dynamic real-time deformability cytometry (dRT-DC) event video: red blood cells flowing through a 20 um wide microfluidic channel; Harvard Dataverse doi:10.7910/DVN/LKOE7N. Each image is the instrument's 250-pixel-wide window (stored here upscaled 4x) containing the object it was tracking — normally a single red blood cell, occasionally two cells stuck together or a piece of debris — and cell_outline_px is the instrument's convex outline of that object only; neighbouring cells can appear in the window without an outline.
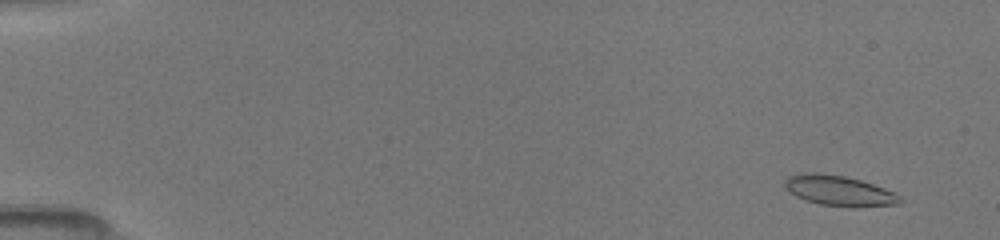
{"species": "common noctule bat (a hibernating species)", "species_latin": "Nyctalus noctula", "temperature_condition": "room temperature", "stored_images_in_passage": 14, "camera_frame_rate_fps": 3000, "um_per_image_px": 0.085, "animal": {"sex": "female", "body_mass_g": 19.5, "forearm_length_mm": 54.1}, "frame": {"image": 1, "passage_image": 6, "time_ms": 1.0, "image_size_px": [1000, 240], "cell_outline_px": [[904, 200], [900, 204], [856, 208], [848, 208], [820, 204], [804, 200], [788, 192], [784, 188], [784, 180], [788, 176], [812, 172], [816, 172], [844, 176], [860, 180], [884, 188], [900, 196]], "centroid_in_image_um": [71.32, 16.23], "position_along_channel_um": 13.7, "area_um2": 20.63}}